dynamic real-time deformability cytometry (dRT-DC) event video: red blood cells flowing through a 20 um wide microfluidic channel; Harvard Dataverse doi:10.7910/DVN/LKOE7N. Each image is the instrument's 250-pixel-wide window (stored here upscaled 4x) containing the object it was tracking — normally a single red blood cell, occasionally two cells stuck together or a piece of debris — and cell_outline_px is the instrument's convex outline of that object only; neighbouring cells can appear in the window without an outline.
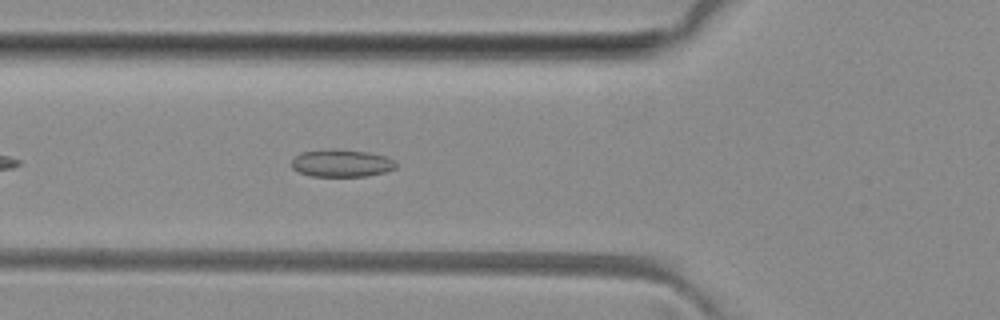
{"species": "common noctule bat (a hibernating species)", "species_latin": "Nyctalus noctula", "temperature_condition": "room temperature", "stored_images_in_passage": 39, "camera_frame_rate_fps": 3000, "um_per_image_px": 0.085, "animal": {"sex": "female", "body_mass_g": 29.2, "forearm_length_mm": 56.3}, "frame": {"image": 1, "passage_image": 6, "time_ms": 1.667, "image_size_px": [1000, 320], "cell_outline_px": [[396, 168], [384, 172], [368, 176], [312, 176], [300, 172], [292, 168], [292, 160], [300, 152], [332, 148], [368, 152], [388, 156], [396, 160]], "centroid_in_image_um": [29.06, 13.86], "position_along_channel_um": 96.7, "area_um2": 16.88}}
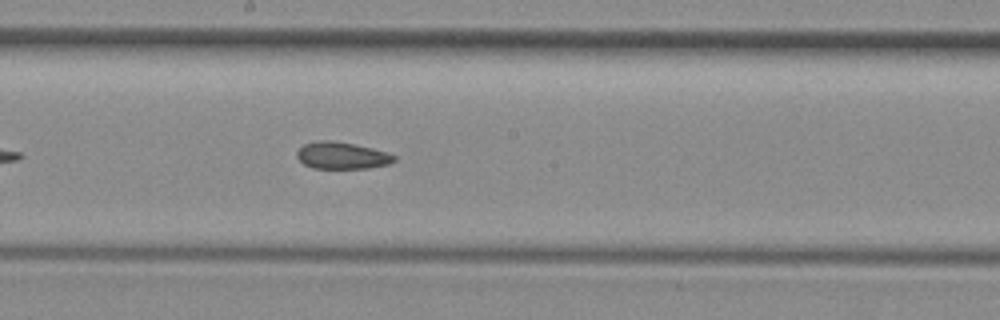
{"frame": {"image": 2, "passage_image": 15, "time_ms": 4.667, "image_size_px": [1000, 320], "cell_outline_px": [[396, 160], [388, 164], [368, 168], [312, 168], [304, 164], [296, 156], [296, 152], [304, 144], [316, 140], [332, 140], [372, 148], [396, 156]], "centroid_in_image_um": [29.03, 13.22], "position_along_channel_um": 219.2, "area_um2": 15.14}}
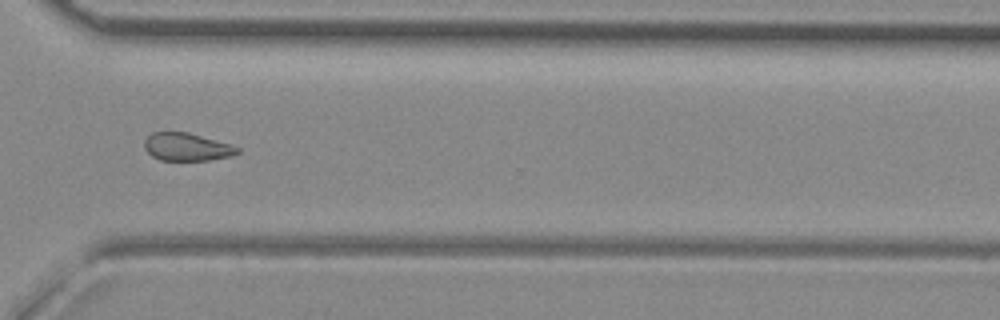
{"frame": {"image": 3, "passage_image": 25, "time_ms": 8.0, "image_size_px": [1000, 320], "cell_outline_px": [[240, 152], [232, 156], [208, 160], [160, 160], [152, 156], [144, 148], [144, 140], [152, 132], [188, 132], [228, 144], [240, 148]], "centroid_in_image_um": [15.86, 12.49], "position_along_channel_um": 354.7, "area_um2": 14.97}, "authors_computed_cell_mechanics": {"area_um2": 16.184, "velocity_mm_per_s": 4.0702, "shape_relaxation_time_tau1_ms": null, "shape_relaxation_time_tau2_ms": 4.1418, "deformation_change_tau1": null, "deformation_change_tau2": 0.1008}}